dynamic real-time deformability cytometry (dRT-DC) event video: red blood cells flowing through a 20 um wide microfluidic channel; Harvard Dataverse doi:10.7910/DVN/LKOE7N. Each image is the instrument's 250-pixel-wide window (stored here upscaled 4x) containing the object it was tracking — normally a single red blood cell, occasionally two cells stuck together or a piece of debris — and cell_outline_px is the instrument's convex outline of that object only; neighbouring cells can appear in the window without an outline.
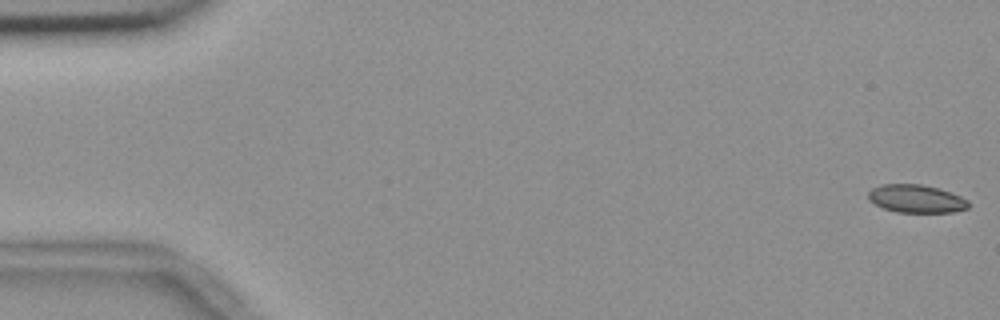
{"species": "common noctule bat (a hibernating species)", "species_latin": "Nyctalus noctula", "temperature_condition": "room temperature", "stored_images_in_passage": 56, "camera_frame_rate_fps": 3000, "um_per_image_px": 0.085, "animal": {"sex": "female", "body_mass_g": 18.4}, "frame": {"image": 1, "passage_image": 1, "time_ms": 0.0, "image_size_px": [1000, 320], "cell_outline_px": [[968, 208], [952, 212], [896, 212], [884, 208], [868, 200], [868, 192], [872, 188], [880, 184], [920, 184], [936, 188], [960, 196], [968, 200]], "centroid_in_image_um": [77.84, 16.89], "position_along_channel_um": 7.2, "area_um2": 16.18}}
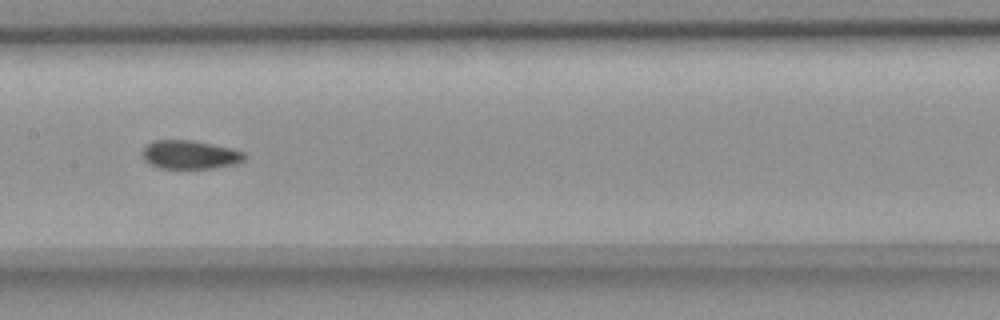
{"frame": {"image": 2, "passage_image": 28, "time_ms": 9.0, "image_size_px": [1000, 320], "cell_outline_px": [[248, 156], [244, 160], [236, 164], [216, 168], [160, 168], [144, 160], [144, 148], [148, 144], [156, 140], [188, 140], [232, 148], [244, 152]], "centroid_in_image_um": [16.21, 13.16], "position_along_channel_um": 191.2, "area_um2": 16.82}}
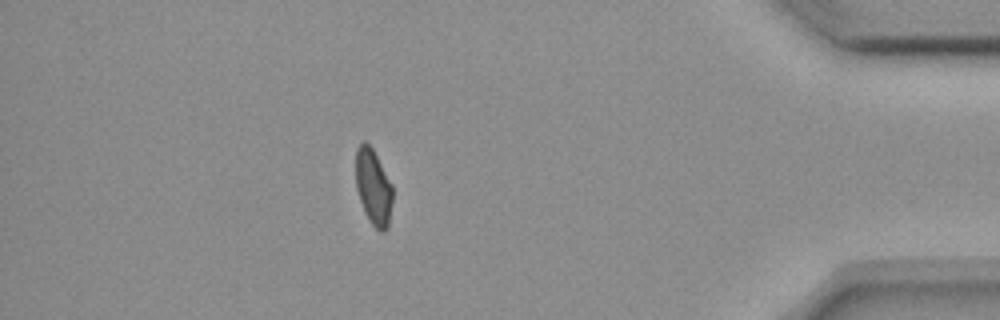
{"frame": {"image": 3, "passage_image": 49, "time_ms": 16.0, "image_size_px": [1000, 320], "cell_outline_px": [[392, 200], [388, 228], [384, 232], [380, 232], [372, 224], [364, 212], [356, 188], [356, 148], [364, 140], [372, 148], [392, 184]], "centroid_in_image_um": [31.73, 15.91], "position_along_channel_um": 403.5, "area_um2": 16.24}, "authors_computed_cell_mechanics": {"area_um2": 17.1088, "velocity_mm_per_s": 3.669, "shape_relaxation_time_tau1_ms": 10.2749, "shape_relaxation_time_tau2_ms": 1.9036, "deformation_change_tau1": 0.1677, "deformation_change_tau2": 0.0649}}